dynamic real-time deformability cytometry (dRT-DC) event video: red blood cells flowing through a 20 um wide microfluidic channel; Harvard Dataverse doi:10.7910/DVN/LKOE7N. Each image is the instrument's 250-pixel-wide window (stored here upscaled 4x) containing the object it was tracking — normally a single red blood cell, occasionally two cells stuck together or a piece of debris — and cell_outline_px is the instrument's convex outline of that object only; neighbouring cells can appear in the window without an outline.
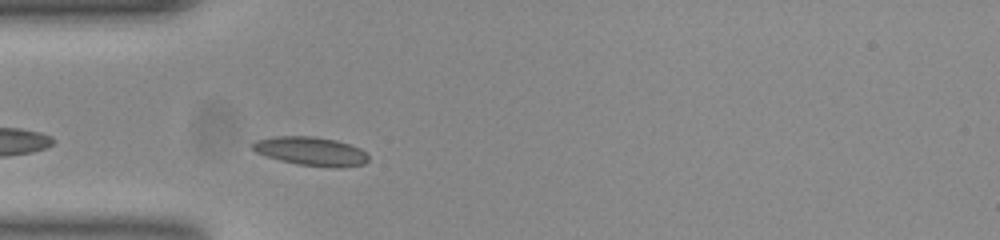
{"species": "common noctule bat (a hibernating species)", "species_latin": "Nyctalus noctula", "temperature_condition": "room temperature", "stored_images_in_passage": 30, "camera_frame_rate_fps": 3000, "um_per_image_px": 0.085, "animal": {"sex": "female", "body_mass_g": 23.0, "forearm_length_mm": 53.4}, "frame": {"image": 1, "passage_image": 3, "time_ms": 0.667, "image_size_px": [1000, 240], "cell_outline_px": [[368, 160], [364, 164], [336, 168], [300, 164], [268, 156], [256, 152], [252, 148], [252, 144], [256, 140], [276, 136], [312, 136], [336, 140], [360, 148], [368, 156]], "centroid_in_image_um": [26.45, 12.84], "position_along_channel_um": 58.5, "area_um2": 19.02}}
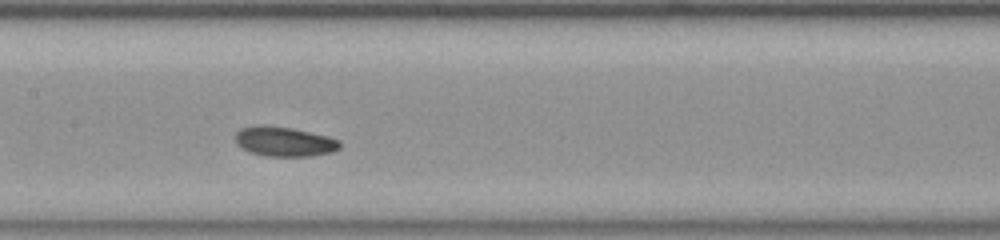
{"frame": {"image": 2, "passage_image": 13, "time_ms": 4.0, "image_size_px": [1000, 240], "cell_outline_px": [[340, 148], [332, 152], [312, 156], [272, 156], [252, 152], [236, 144], [236, 132], [240, 128], [292, 128], [340, 140]], "centroid_in_image_um": [24.23, 12.08], "position_along_channel_um": 183.2, "area_um2": 17.05}}
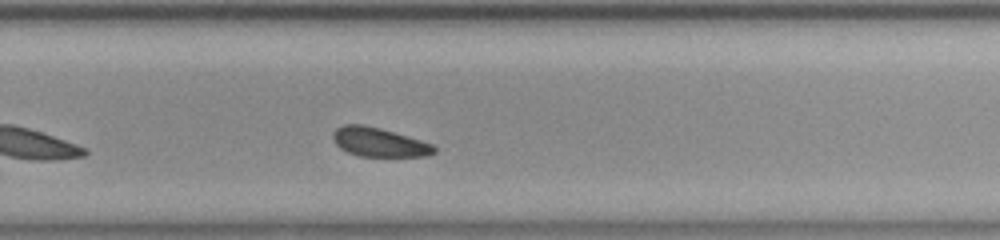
{"frame": {"image": 3, "passage_image": 22, "time_ms": 7.0, "image_size_px": [1000, 240], "cell_outline_px": [[436, 152], [428, 156], [360, 156], [348, 152], [340, 148], [336, 144], [332, 136], [332, 132], [336, 128], [344, 124], [360, 124], [392, 132], [420, 140], [432, 144], [436, 148]], "centroid_in_image_um": [32.19, 12.09], "position_along_channel_um": 297.6, "area_um2": 16.82}, "authors_computed_cell_mechanics": {"area_um2": 17.6868, "velocity_mm_per_s": 3.8143, "shape_relaxation_time_tau1_ms": 3.2554, "shape_relaxation_time_tau2_ms": null, "deformation_change_tau1": 0.0846, "deformation_change_tau2": null}}